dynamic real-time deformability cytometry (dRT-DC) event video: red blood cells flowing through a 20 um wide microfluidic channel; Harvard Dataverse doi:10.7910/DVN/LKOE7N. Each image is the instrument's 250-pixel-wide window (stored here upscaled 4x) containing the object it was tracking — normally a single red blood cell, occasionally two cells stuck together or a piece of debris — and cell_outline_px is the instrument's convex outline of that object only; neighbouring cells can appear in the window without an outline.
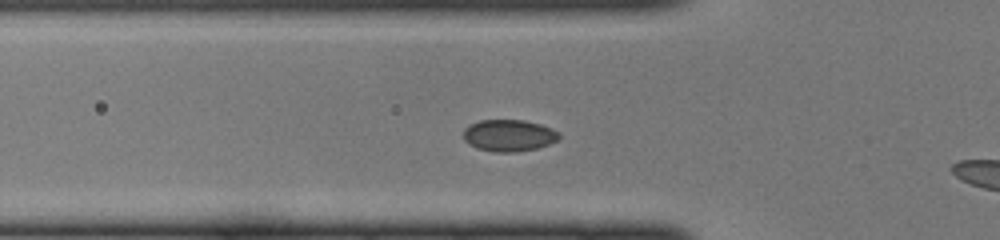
{"species": "common noctule bat (a hibernating species)", "species_latin": "Nyctalus noctula", "temperature_condition": "cold", "stored_images_in_passage": 5, "camera_frame_rate_fps": 3000, "um_per_image_px": 0.085, "animal": {"sex": "female", "body_mass_g": 22.0, "forearm_length_mm": 56.7}, "frame": {"image": 1, "passage_image": 3, "time_ms": 0.667, "image_size_px": [1000, 240], "cell_outline_px": [[560, 140], [536, 148], [512, 152], [496, 152], [476, 148], [468, 144], [464, 140], [464, 128], [468, 124], [480, 120], [524, 120], [540, 124], [552, 128], [560, 132]], "centroid_in_image_um": [43.25, 11.5], "position_along_channel_um": 82.5, "area_um2": 17.86}}